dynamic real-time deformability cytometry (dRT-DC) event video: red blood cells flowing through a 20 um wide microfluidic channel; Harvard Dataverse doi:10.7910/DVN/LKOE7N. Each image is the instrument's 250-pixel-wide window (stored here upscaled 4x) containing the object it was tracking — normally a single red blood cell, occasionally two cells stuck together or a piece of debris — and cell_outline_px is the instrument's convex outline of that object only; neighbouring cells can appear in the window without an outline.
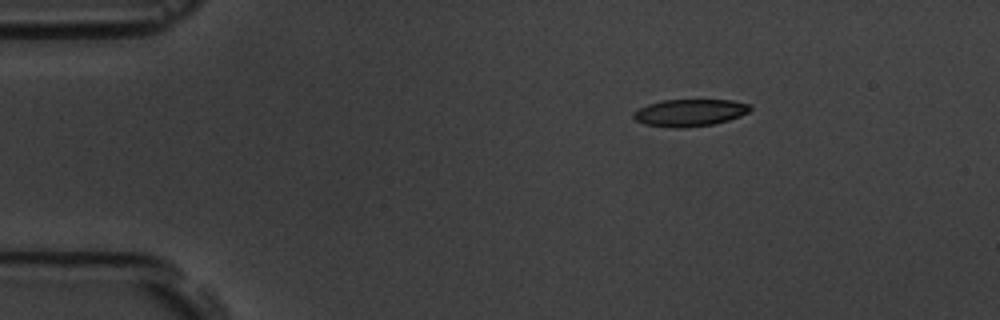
{"species": "common noctule bat (a hibernating species)", "species_latin": "Nyctalus noctula", "temperature_condition": "room temperature", "stored_images_in_passage": 3, "camera_frame_rate_fps": 3000, "um_per_image_px": 0.085, "animal": {"sex": "male", "body_mass_g": 19.5, "forearm_length_mm": 54.6}, "frame": {"image": 1, "passage_image": 1, "time_ms": 0.0, "image_size_px": [1000, 320], "cell_outline_px": [[752, 108], [748, 112], [740, 116], [728, 120], [712, 124], [680, 128], [676, 128], [644, 124], [636, 120], [632, 116], [632, 112], [648, 104], [660, 100], [732, 100], [752, 104]], "centroid_in_image_um": [58.63, 9.57], "position_along_channel_um": 26.4, "area_um2": 18.44}}